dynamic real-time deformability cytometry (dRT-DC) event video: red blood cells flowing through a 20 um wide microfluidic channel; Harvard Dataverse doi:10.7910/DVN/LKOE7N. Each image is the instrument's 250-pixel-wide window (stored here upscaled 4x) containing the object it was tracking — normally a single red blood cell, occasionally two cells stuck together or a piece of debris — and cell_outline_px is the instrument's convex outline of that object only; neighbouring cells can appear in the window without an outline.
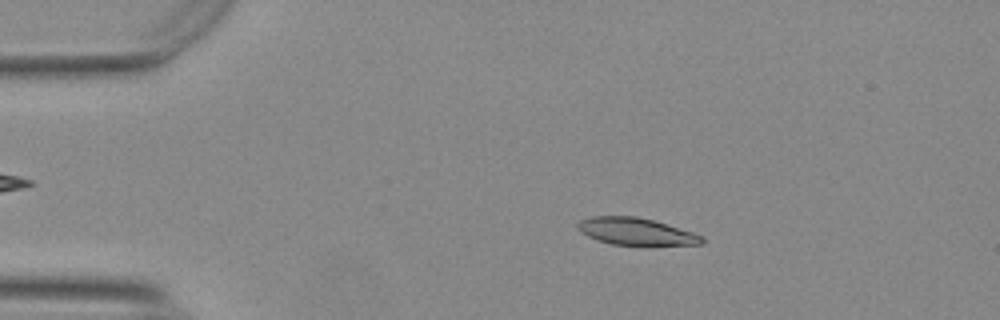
{"species": "Egyptian fruit bat (a non-hibernating species)", "species_latin": "Rousettus aegyptiacus", "temperature_condition": "warm", "stored_images_in_passage": 45, "camera_frame_rate_fps": 3000, "um_per_image_px": 0.085, "animal": {"sex": "female"}, "frame": {"image": 1, "passage_image": 1, "time_ms": 0.0, "image_size_px": [1000, 320], "cell_outline_px": [[704, 240], [700, 244], [612, 244], [588, 236], [576, 228], [576, 224], [580, 220], [592, 216], [636, 216], [652, 220], [692, 232], [704, 236]], "centroid_in_image_um": [54.01, 19.65], "position_along_channel_um": 31.0, "area_um2": 19.07}}
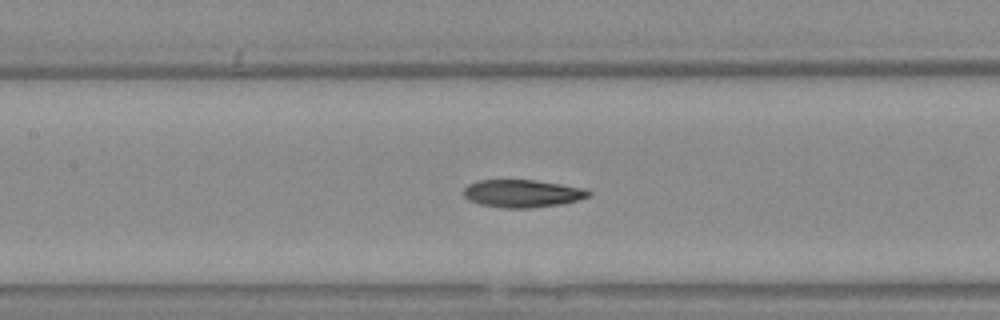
{"frame": {"image": 2, "passage_image": 16, "time_ms": 5.0, "image_size_px": [1000, 320], "cell_outline_px": [[592, 192], [588, 196], [576, 200], [560, 204], [528, 208], [500, 208], [480, 204], [464, 196], [464, 188], [468, 184], [476, 180], [536, 180], [560, 184], [580, 188]], "centroid_in_image_um": [44.35, 16.44], "position_along_channel_um": 163.1, "area_um2": 19.88}}
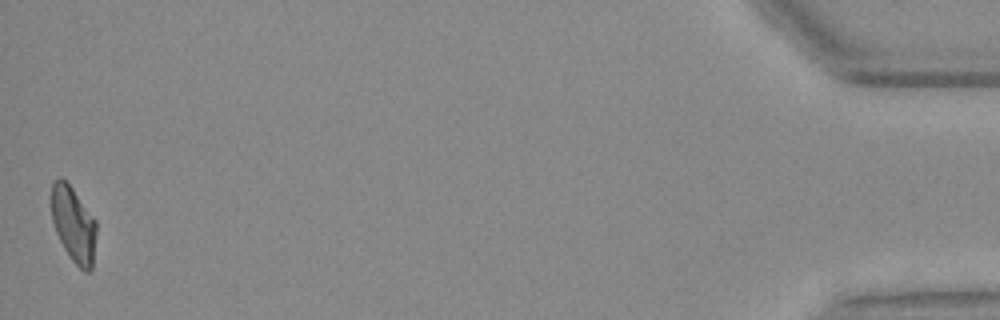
{"frame": {"image": 3, "passage_image": 45, "time_ms": 14.667, "image_size_px": [1000, 320], "cell_outline_px": [[96, 232], [92, 268], [88, 272], [84, 272], [72, 260], [64, 248], [56, 232], [52, 220], [52, 184], [60, 176], [72, 188], [96, 220]], "centroid_in_image_um": [6.26, 19.09], "position_along_channel_um": 428.9, "area_um2": 19.48}, "authors_computed_cell_mechanics": {"area_um2": 20.23, "velocity_mm_per_s": 3.7317, "shape_relaxation_time_tau1_ms": null, "shape_relaxation_time_tau2_ms": 3.4313, "deformation_change_tau1": null, "deformation_change_tau2": 0.1008}}